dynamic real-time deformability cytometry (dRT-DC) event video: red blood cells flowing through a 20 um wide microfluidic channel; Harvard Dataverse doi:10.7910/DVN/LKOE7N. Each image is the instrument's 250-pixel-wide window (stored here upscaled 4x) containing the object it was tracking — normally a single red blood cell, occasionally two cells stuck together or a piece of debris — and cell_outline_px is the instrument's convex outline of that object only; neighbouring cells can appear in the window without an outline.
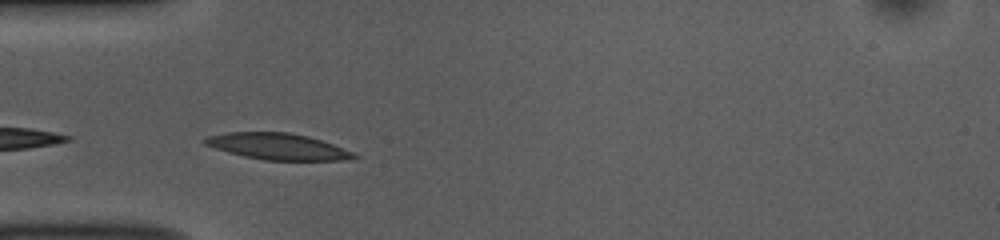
{"species": "common noctule bat (a hibernating species)", "species_latin": "Nyctalus noctula", "temperature_condition": "room temperature", "stored_images_in_passage": 5, "camera_frame_rate_fps": 3000, "um_per_image_px": 0.085, "animal": {"sex": "female", "body_mass_g": 10.0, "forearm_length_mm": 53.1}, "frame": {"image": 1, "passage_image": 2, "time_ms": 0.333, "image_size_px": [1000, 240], "cell_outline_px": [[360, 156], [344, 160], [264, 160], [244, 156], [228, 152], [204, 144], [200, 140], [208, 136], [228, 132], [288, 132], [308, 136], [332, 144], [352, 152]], "centroid_in_image_um": [23.57, 12.44], "position_along_channel_um": 61.4, "area_um2": 22.66}}